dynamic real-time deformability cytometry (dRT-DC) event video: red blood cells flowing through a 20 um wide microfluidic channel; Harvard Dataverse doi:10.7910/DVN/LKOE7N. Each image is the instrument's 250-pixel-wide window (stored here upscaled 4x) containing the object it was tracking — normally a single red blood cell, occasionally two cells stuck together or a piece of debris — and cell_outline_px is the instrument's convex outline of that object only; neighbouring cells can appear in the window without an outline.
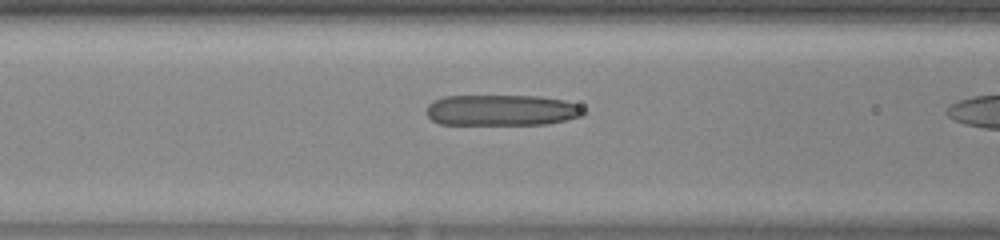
{"species": "human", "species_latin": "Homo sapiens", "temperature_condition": "warm", "stored_images_in_passage": 18, "camera_frame_rate_fps": 3000, "um_per_image_px": 0.085, "donor": {"sex": "female"}, "frame": {"image": 1, "passage_image": 16, "time_ms": 5.0, "image_size_px": [1000, 240], "cell_outline_px": [[588, 112], [584, 116], [548, 124], [440, 124], [432, 120], [424, 112], [428, 104], [444, 96], [540, 96], [564, 100], [580, 104]], "centroid_in_image_um": [42.7, 9.36], "position_along_channel_um": 123.9, "area_um2": 28.73}}